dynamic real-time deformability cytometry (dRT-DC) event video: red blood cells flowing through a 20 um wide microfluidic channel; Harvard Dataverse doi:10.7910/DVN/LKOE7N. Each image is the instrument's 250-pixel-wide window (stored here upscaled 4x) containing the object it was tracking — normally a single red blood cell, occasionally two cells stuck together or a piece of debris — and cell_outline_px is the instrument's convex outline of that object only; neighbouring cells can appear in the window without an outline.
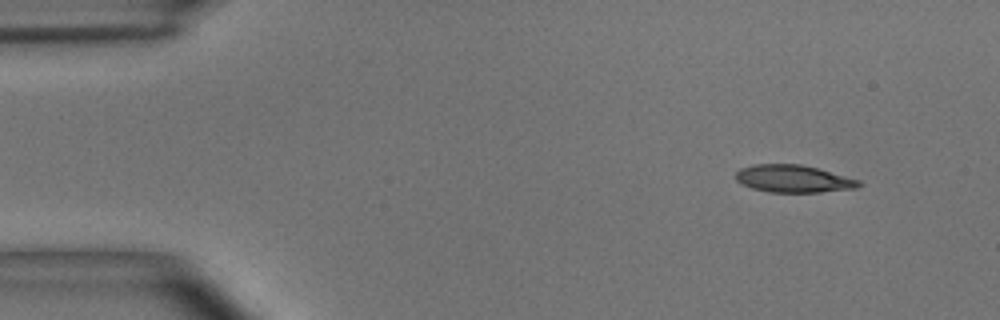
{"species": "common noctule bat (a hibernating species)", "species_latin": "Nyctalus noctula", "temperature_condition": "room temperature", "stored_images_in_passage": 4, "camera_frame_rate_fps": 3000, "um_per_image_px": 0.085, "animal": {"sex": "male", "body_mass_g": 15.6}, "frame": {"image": 1, "passage_image": 1, "time_ms": 0.0, "image_size_px": [1000, 320], "cell_outline_px": [[864, 184], [856, 188], [820, 192], [768, 192], [752, 188], [736, 180], [736, 172], [740, 168], [752, 164], [800, 164], [816, 168], [860, 180]], "centroid_in_image_um": [67.44, 15.19], "position_along_channel_um": 17.6, "area_um2": 19.59}}
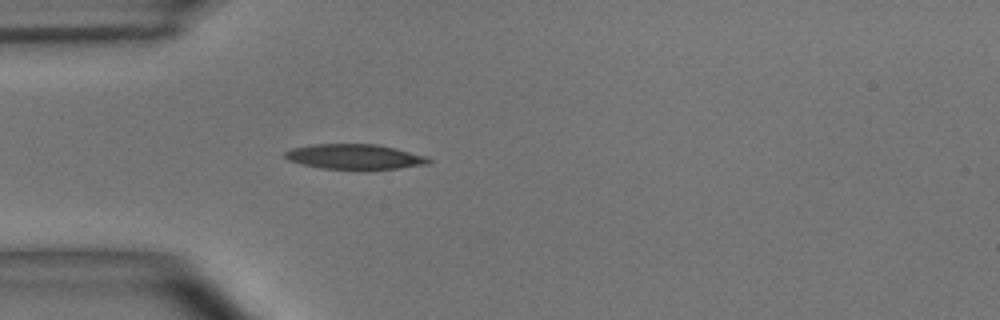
{"frame": {"image": 2, "passage_image": 4, "time_ms": 1.0, "image_size_px": [1000, 320], "cell_outline_px": [[432, 160], [428, 164], [368, 172], [320, 168], [300, 164], [288, 160], [284, 156], [284, 152], [292, 148], [312, 144], [376, 144], [396, 148], [428, 156]], "centroid_in_image_um": [30.17, 13.36], "position_along_channel_um": 54.8, "area_um2": 21.91}}